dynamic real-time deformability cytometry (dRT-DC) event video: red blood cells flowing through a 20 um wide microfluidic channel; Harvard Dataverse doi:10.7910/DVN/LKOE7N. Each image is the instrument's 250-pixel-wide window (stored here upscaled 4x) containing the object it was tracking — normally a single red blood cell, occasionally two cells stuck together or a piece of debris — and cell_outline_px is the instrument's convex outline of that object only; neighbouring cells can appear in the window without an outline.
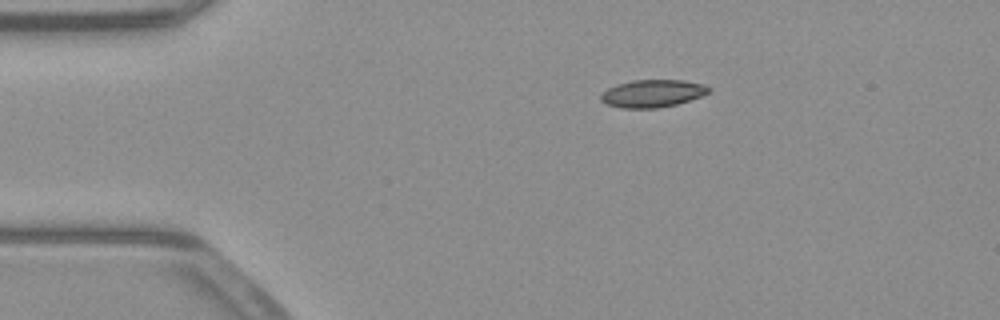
{"species": "common noctule bat (a hibernating species)", "species_latin": "Nyctalus noctula", "temperature_condition": "warm", "stored_images_in_passage": 44, "camera_frame_rate_fps": 3000, "um_per_image_px": 0.085, "animal": {"sex": "male", "body_mass_g": 23.1, "forearm_length_mm": 52.7}, "frame": {"image": 1, "passage_image": 1, "time_ms": 0.0, "image_size_px": [1000, 320], "cell_outline_px": [[712, 88], [708, 92], [700, 96], [676, 104], [656, 108], [624, 108], [608, 104], [600, 100], [600, 96], [608, 88], [616, 84], [632, 80], [684, 80], [704, 84]], "centroid_in_image_um": [55.46, 7.93], "position_along_channel_um": 29.5, "area_um2": 17.17}}
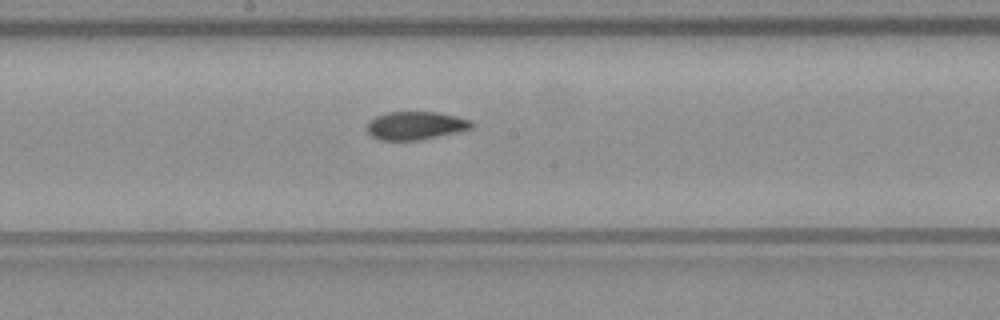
{"frame": {"image": 2, "passage_image": 19, "time_ms": 6.0, "image_size_px": [1000, 320], "cell_outline_px": [[476, 124], [472, 128], [456, 132], [416, 140], [380, 140], [372, 136], [368, 132], [368, 120], [384, 112], [436, 112], [456, 116], [472, 120]], "centroid_in_image_um": [35.32, 10.66], "position_along_channel_um": 212.9, "area_um2": 17.11}}
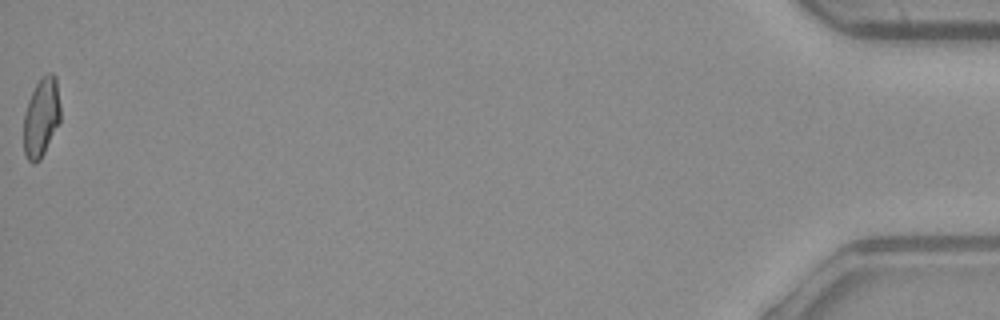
{"frame": {"image": 3, "passage_image": 44, "time_ms": 14.333, "image_size_px": [1000, 320], "cell_outline_px": [[60, 120], [40, 160], [36, 164], [32, 164], [28, 160], [24, 152], [24, 116], [28, 100], [40, 76], [48, 72], [52, 72], [56, 76], [60, 104]], "centroid_in_image_um": [3.51, 9.94], "position_along_channel_um": 431.7, "area_um2": 16.99}, "authors_computed_cell_mechanics": {"area_um2": 17.629, "velocity_mm_per_s": 3.9366, "shape_relaxation_time_tau1_ms": null, "shape_relaxation_time_tau2_ms": 2.2605, "deformation_change_tau1": null, "deformation_change_tau2": 0.0658}}